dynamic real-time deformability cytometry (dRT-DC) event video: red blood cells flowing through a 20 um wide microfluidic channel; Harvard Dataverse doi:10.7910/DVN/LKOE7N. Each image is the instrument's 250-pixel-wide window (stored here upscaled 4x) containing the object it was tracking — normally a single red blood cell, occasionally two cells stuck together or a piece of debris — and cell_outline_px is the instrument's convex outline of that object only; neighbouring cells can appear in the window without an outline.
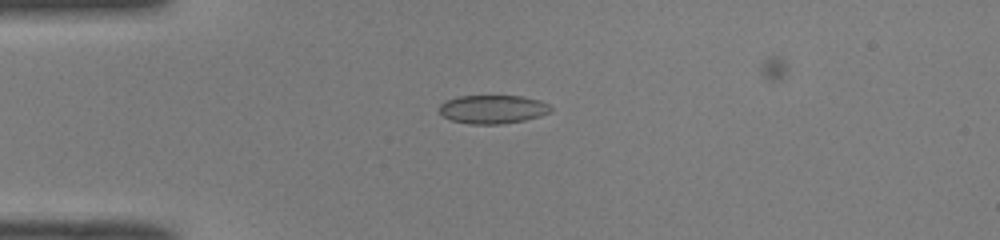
{"species": "common noctule bat (a hibernating species)", "species_latin": "Nyctalus noctula", "temperature_condition": "room temperature", "stored_images_in_passage": 49, "camera_frame_rate_fps": 3000, "um_per_image_px": 0.085, "animal": {"sex": "male", "body_mass_g": 19.0, "forearm_length_mm": 50.8}, "frame": {"image": 1, "passage_image": 12, "time_ms": 3.667, "image_size_px": [1000, 240], "cell_outline_px": [[552, 112], [540, 116], [524, 120], [500, 124], [468, 124], [452, 120], [444, 116], [440, 112], [440, 104], [456, 96], [520, 96], [540, 100], [548, 104], [552, 108]], "centroid_in_image_um": [41.91, 9.29], "position_along_channel_um": 43.1, "area_um2": 18.5}}
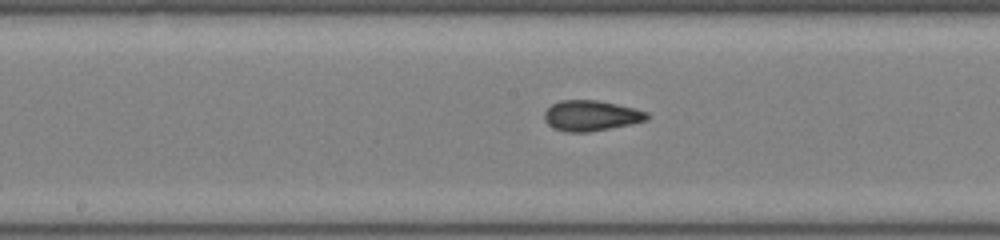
{"frame": {"image": 2, "passage_image": 25, "time_ms": 8.0, "image_size_px": [1000, 240], "cell_outline_px": [[648, 120], [632, 124], [588, 132], [564, 132], [552, 128], [544, 120], [544, 112], [552, 104], [560, 100], [596, 100], [616, 104], [648, 112]], "centroid_in_image_um": [50.21, 9.84], "position_along_channel_um": 198.0, "area_um2": 18.26}}
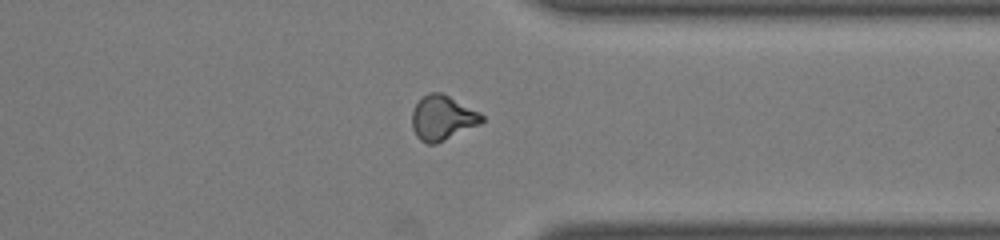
{"frame": {"image": 3, "passage_image": 38, "time_ms": 12.333, "image_size_px": [1000, 240], "cell_outline_px": [[484, 120], [480, 124], [436, 144], [428, 144], [420, 140], [416, 136], [412, 128], [412, 112], [416, 104], [428, 92], [440, 92], [480, 112], [484, 116]], "centroid_in_image_um": [37.6, 10.03], "position_along_channel_um": 373.8, "area_um2": 18.09}, "authors_computed_cell_mechanics": {"area_um2": 18.0914, "velocity_mm_per_s": 4.1089, "shape_relaxation_time_tau1_ms": null, "shape_relaxation_time_tau2_ms": 1.3972, "deformation_change_tau1": null, "deformation_change_tau2": 0.0601}}